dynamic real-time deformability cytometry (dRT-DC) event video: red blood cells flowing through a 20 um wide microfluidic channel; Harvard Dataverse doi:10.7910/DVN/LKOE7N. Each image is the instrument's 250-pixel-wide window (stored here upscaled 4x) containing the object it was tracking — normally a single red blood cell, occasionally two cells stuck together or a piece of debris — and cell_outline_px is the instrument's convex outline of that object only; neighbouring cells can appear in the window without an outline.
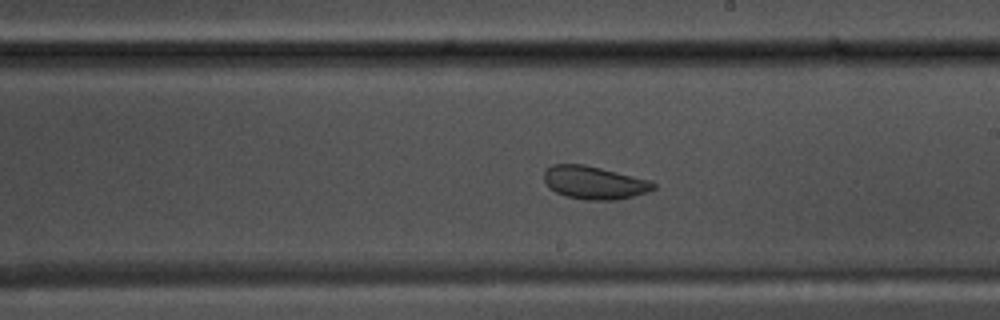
{"species": "common noctule bat (a hibernating species)", "species_latin": "Nyctalus noctula", "temperature_condition": "warm", "stored_images_in_passage": 44, "camera_frame_rate_fps": 3000, "um_per_image_px": 0.085, "animal": {"sex": "male", "body_mass_g": 17.5, "forearm_length_mm": 52.3}, "frame": {"image": 1, "passage_image": 21, "time_ms": 6.667, "image_size_px": [1000, 320], "cell_outline_px": [[656, 188], [648, 192], [616, 200], [584, 200], [568, 196], [556, 192], [548, 188], [544, 180], [544, 172], [552, 164], [584, 164], [648, 180], [656, 184]], "centroid_in_image_um": [50.49, 15.53], "position_along_channel_um": 238.5, "area_um2": 20.87}}
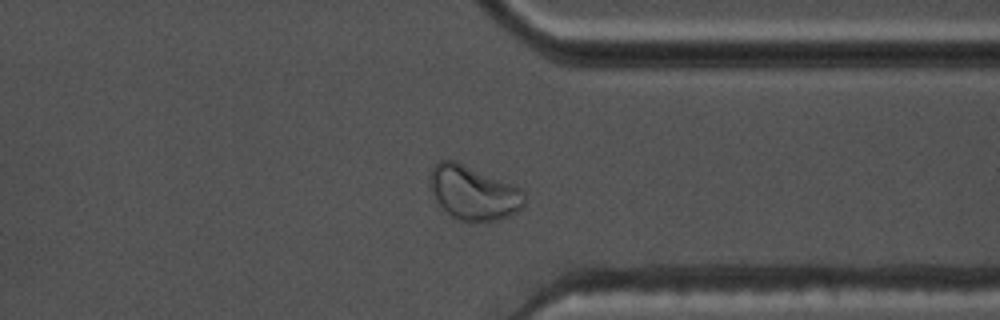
{"frame": {"image": 2, "passage_image": 32, "time_ms": 10.333, "image_size_px": [1000, 320], "cell_outline_px": [[524, 204], [516, 212], [492, 220], [460, 220], [452, 216], [436, 200], [432, 192], [428, 176], [436, 160], [456, 160], [512, 184], [520, 188], [524, 192]], "centroid_in_image_um": [40.2, 16.33], "position_along_channel_um": 371.2, "area_um2": 29.3}}
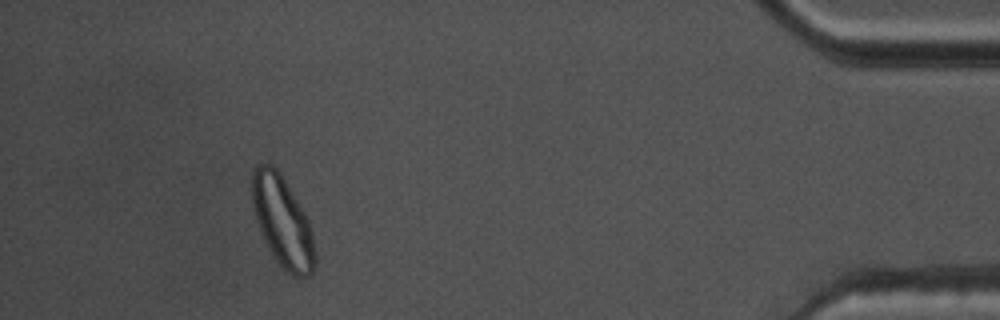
{"frame": {"image": 3, "passage_image": 40, "time_ms": 13.0, "image_size_px": [1000, 320], "cell_outline_px": [[316, 268], [308, 276], [296, 276], [288, 272], [276, 260], [256, 220], [252, 200], [252, 172], [256, 164], [272, 164], [280, 172], [304, 212], [308, 220], [312, 232], [316, 256]], "centroid_in_image_um": [24.03, 18.81], "position_along_channel_um": 411.2, "area_um2": 32.66}, "authors_computed_cell_mechanics": {"area_um2": 23.8136, "velocity_mm_per_s": 3.6604, "shape_relaxation_time_tau1_ms": 5.6991, "shape_relaxation_time_tau2_ms": 0.9222, "deformation_change_tau1": 0.1127, "deformation_change_tau2": 0.0522}}